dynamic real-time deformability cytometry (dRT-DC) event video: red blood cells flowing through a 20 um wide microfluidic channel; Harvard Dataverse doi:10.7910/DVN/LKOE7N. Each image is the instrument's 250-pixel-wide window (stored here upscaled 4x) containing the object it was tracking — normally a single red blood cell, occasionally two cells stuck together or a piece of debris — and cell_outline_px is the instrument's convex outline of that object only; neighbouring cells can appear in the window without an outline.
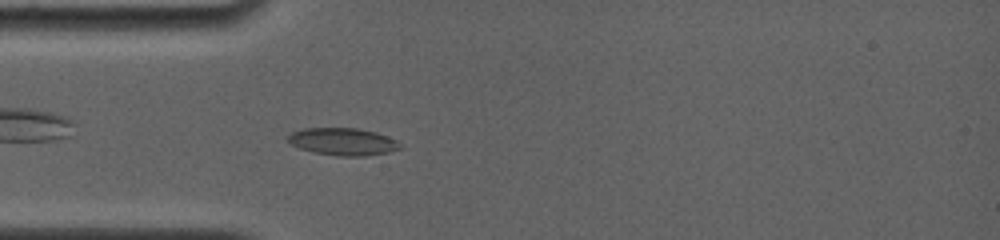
{"species": "common noctule bat (a hibernating species)", "species_latin": "Nyctalus noctula", "temperature_condition": "room temperature", "stored_images_in_passage": 27, "camera_frame_rate_fps": 4000, "um_per_image_px": 0.085, "animal": {"sex": "female", "body_mass_g": 19.0, "forearm_length_mm": 56.7}, "frame": {"image": 1, "passage_image": 4, "time_ms": 1.25, "image_size_px": [1000, 240], "cell_outline_px": [[404, 148], [388, 152], [364, 156], [340, 156], [316, 152], [300, 148], [292, 144], [288, 140], [288, 136], [292, 132], [304, 128], [356, 128], [376, 132], [388, 136], [396, 140]], "centroid_in_image_um": [29.19, 12.03], "position_along_channel_um": 55.8, "area_um2": 17.74}}
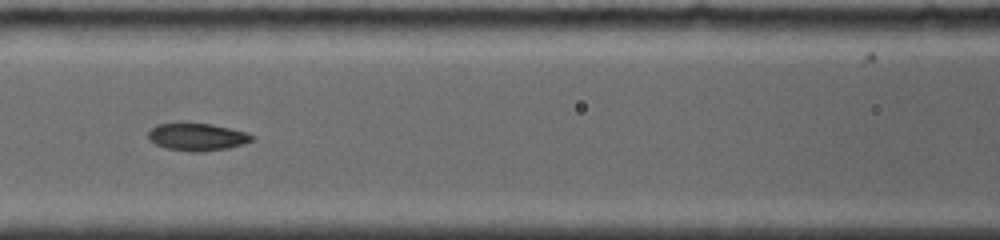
{"frame": {"image": 2, "passage_image": 10, "time_ms": 3.75, "image_size_px": [1000, 240], "cell_outline_px": [[252, 140], [244, 144], [228, 148], [200, 152], [192, 152], [168, 148], [156, 144], [148, 140], [148, 132], [156, 124], [176, 120], [184, 120], [212, 124], [248, 132], [252, 136]], "centroid_in_image_um": [16.7, 11.58], "position_along_channel_um": 149.9, "area_um2": 17.28}}
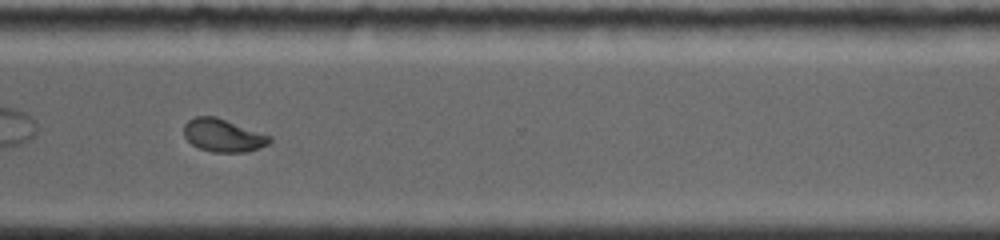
{"frame": {"image": 3, "passage_image": 23, "time_ms": 9.0, "image_size_px": [1000, 240], "cell_outline_px": [[272, 140], [268, 144], [248, 152], [212, 152], [200, 148], [192, 144], [184, 136], [184, 124], [188, 120], [196, 116], [216, 116], [272, 136]], "centroid_in_image_um": [18.97, 11.5], "position_along_channel_um": 351.6, "area_um2": 16.47}, "authors_computed_cell_mechanics": {"area_um2": 16.5886, "velocity_mm_per_s": 3.845, "shape_relaxation_time_tau1_ms": 3.7616, "shape_relaxation_time_tau2_ms": 1.0708, "deformation_change_tau1": 0.1664, "deformation_change_tau2": 0.0449}}